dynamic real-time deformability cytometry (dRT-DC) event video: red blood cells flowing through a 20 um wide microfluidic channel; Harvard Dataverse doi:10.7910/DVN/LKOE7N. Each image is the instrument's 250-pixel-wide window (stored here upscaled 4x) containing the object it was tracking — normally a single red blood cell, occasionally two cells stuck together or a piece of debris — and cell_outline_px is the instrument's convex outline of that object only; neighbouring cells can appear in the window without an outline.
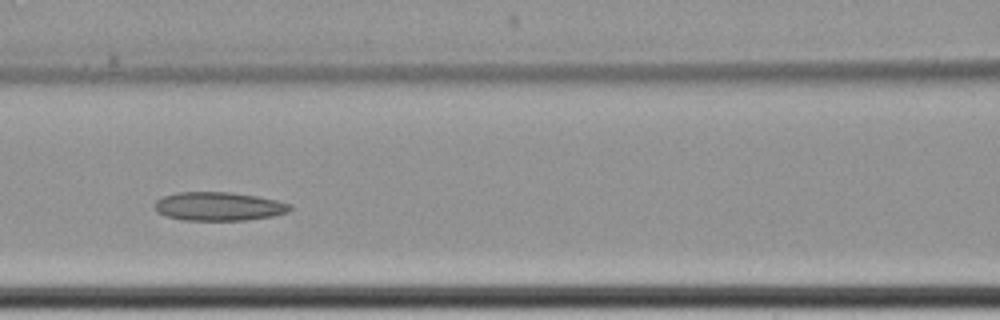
{"species": "common noctule bat (a hibernating species)", "species_latin": "Nyctalus noctula", "temperature_condition": "cold", "stored_images_in_passage": 10, "camera_frame_rate_fps": 3000, "um_per_image_px": 0.085, "animal": {"sex": "female", "body_mass_g": 22.7, "forearm_length_mm": 54.2}, "frame": {"image": 1, "passage_image": 7, "time_ms": 7.333, "image_size_px": [1000, 320], "cell_outline_px": [[292, 208], [288, 212], [272, 216], [248, 220], [184, 220], [164, 216], [156, 212], [156, 200], [164, 196], [176, 192], [228, 192], [256, 196], [276, 200], [292, 204]], "centroid_in_image_um": [18.59, 17.54], "position_along_channel_um": 148.0, "area_um2": 22.6}}
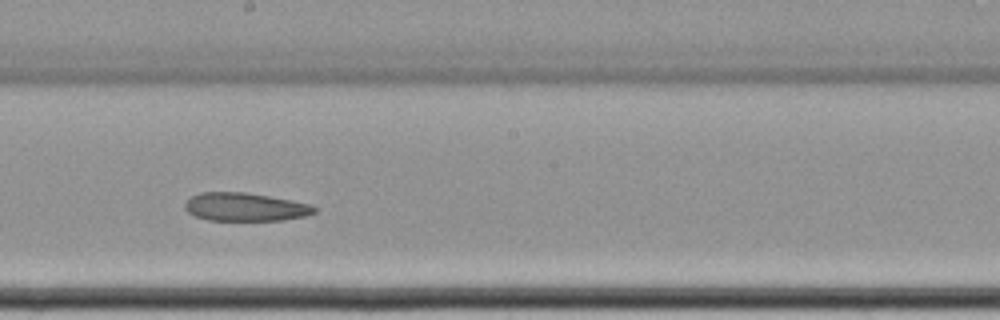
{"frame": {"image": 2, "passage_image": 9, "time_ms": 9.667, "image_size_px": [1000, 320], "cell_outline_px": [[316, 212], [304, 216], [284, 220], [208, 220], [192, 216], [184, 208], [184, 204], [192, 196], [200, 192], [244, 192], [268, 196], [308, 204], [316, 208]], "centroid_in_image_um": [20.78, 17.6], "position_along_channel_um": 227.4, "area_um2": 21.15}}
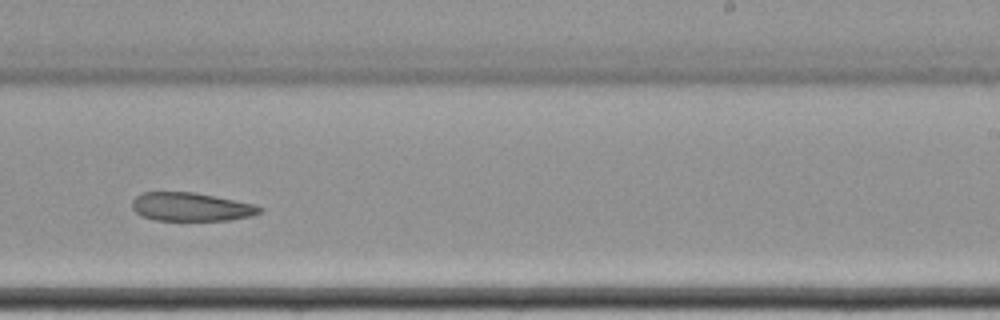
{"frame": {"image": 3, "passage_image": 10, "time_ms": 11.0, "image_size_px": [1000, 320], "cell_outline_px": [[264, 208], [260, 212], [252, 216], [228, 220], [156, 220], [140, 216], [132, 208], [132, 200], [136, 196], [144, 192], [192, 192], [256, 204]], "centroid_in_image_um": [16.24, 17.58], "position_along_channel_um": 272.8, "area_um2": 21.15}}